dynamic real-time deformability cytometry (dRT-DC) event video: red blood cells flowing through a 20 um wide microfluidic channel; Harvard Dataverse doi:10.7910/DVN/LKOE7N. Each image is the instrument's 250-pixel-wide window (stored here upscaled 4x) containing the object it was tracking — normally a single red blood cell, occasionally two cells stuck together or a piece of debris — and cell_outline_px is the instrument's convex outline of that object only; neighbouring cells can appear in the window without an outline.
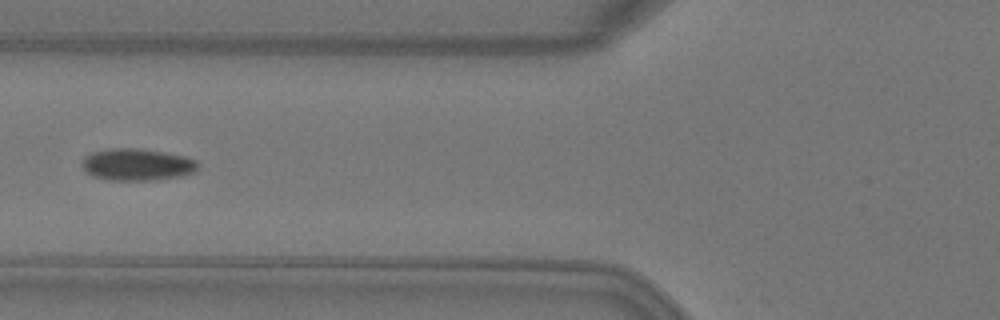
{"species": "Egyptian fruit bat (a non-hibernating species)", "species_latin": "Rousettus aegyptiacus", "temperature_condition": "warm", "stored_images_in_passage": 5, "camera_frame_rate_fps": 3000, "um_per_image_px": 0.085, "animal": {"sex": "female"}, "frame": {"image": 1, "passage_image": 5, "time_ms": 1.333, "image_size_px": [1000, 320], "cell_outline_px": [[200, 164], [196, 172], [180, 176], [156, 180], [108, 180], [92, 176], [80, 164], [84, 156], [92, 152], [108, 148], [140, 148], [164, 152], [184, 156], [196, 160]], "centroid_in_image_um": [11.66, 13.98], "position_along_channel_um": 114.1, "area_um2": 21.85}}